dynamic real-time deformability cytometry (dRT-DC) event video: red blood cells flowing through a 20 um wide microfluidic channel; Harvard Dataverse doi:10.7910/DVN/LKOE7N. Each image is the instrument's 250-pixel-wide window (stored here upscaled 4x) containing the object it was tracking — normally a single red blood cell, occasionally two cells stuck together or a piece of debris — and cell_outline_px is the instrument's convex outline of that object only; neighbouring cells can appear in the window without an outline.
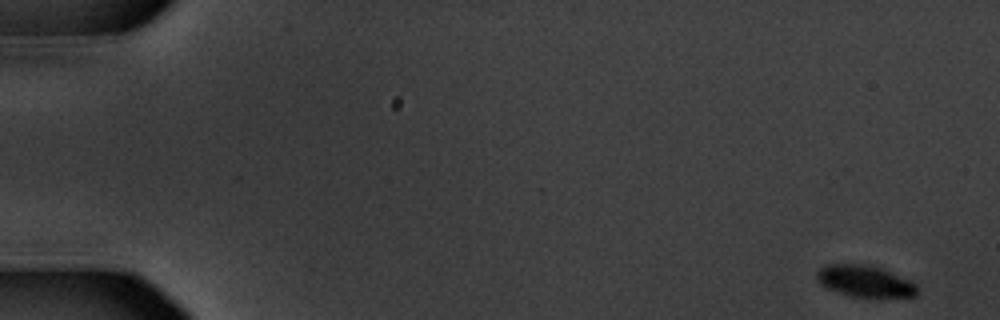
{"species": "common noctule bat (a hibernating species)", "species_latin": "Nyctalus noctula", "temperature_condition": "warm", "stored_images_in_passage": 56, "camera_frame_rate_fps": 3000, "um_per_image_px": 0.085, "animal": {"sex": "male", "body_mass_g": 20.1, "forearm_length_mm": 53.5}, "frame": {"image": 1, "passage_image": 1, "time_ms": 0.0, "image_size_px": [1000, 320], "cell_outline_px": [[920, 292], [916, 296], [848, 296], [828, 288], [820, 284], [816, 280], [816, 272], [824, 264], [872, 264], [908, 280], [916, 284]], "centroid_in_image_um": [73.48, 23.88], "position_along_channel_um": 11.5, "area_um2": 18.38}}
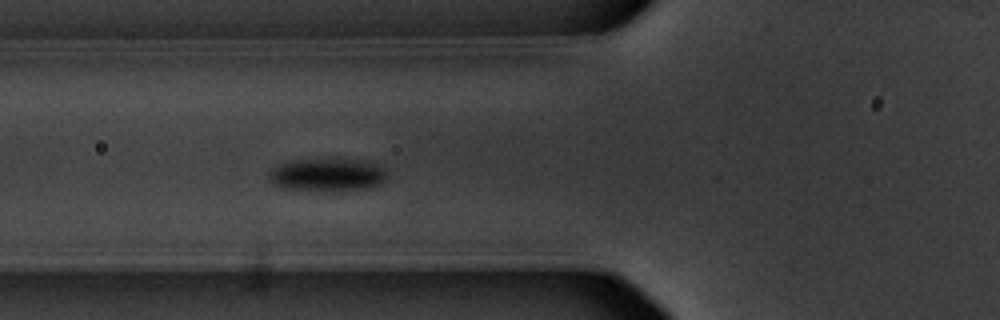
{"frame": {"image": 2, "passage_image": 21, "time_ms": 6.667, "image_size_px": [1000, 320], "cell_outline_px": [[388, 176], [380, 184], [364, 188], [324, 192], [280, 188], [268, 180], [268, 172], [272, 168], [284, 160], [356, 160], [380, 164], [388, 172]], "centroid_in_image_um": [27.77, 14.87], "position_along_channel_um": 98.0, "area_um2": 23.0}}
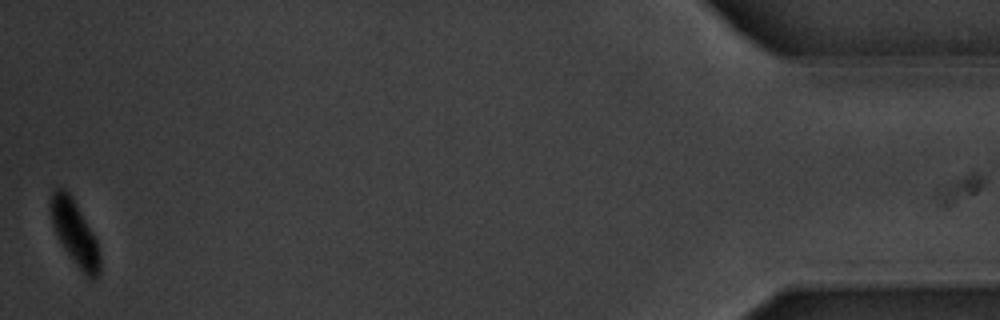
{"frame": {"image": 3, "passage_image": 56, "time_ms": 18.333, "image_size_px": [1000, 320], "cell_outline_px": [[100, 272], [96, 280], [88, 280], [64, 248], [52, 224], [52, 188], [64, 188], [72, 196], [92, 232], [96, 240], [100, 252]], "centroid_in_image_um": [6.4, 19.85], "position_along_channel_um": 428.8, "area_um2": 18.15}, "authors_computed_cell_mechanics": {"area_um2": 21.0392, "velocity_mm_per_s": 3.5557, "shape_relaxation_time_tau1_ms": 2.1069, "shape_relaxation_time_tau2_ms": null, "deformation_change_tau1": 0.1079, "deformation_change_tau2": null}}